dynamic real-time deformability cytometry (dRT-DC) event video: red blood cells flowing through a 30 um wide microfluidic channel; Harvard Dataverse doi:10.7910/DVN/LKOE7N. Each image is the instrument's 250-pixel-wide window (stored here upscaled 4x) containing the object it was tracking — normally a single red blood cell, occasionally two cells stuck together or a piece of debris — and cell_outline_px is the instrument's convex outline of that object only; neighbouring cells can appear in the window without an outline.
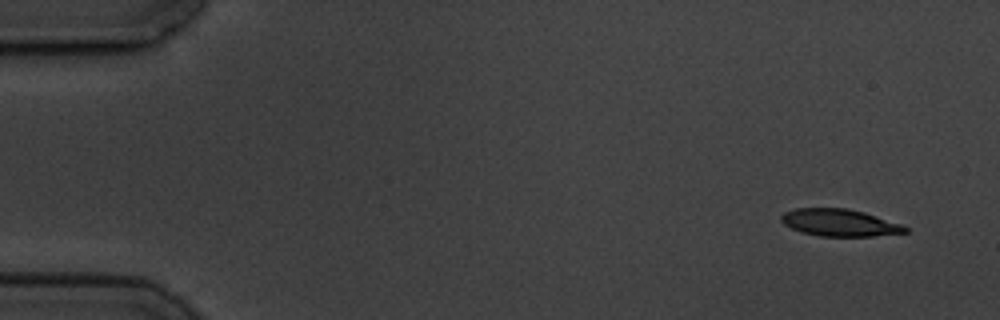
{"species": "common noctule bat (a hibernating species)", "species_latin": "Nyctalus noctula", "temperature_condition": "cold", "stored_images_in_passage": 4, "camera_frame_rate_fps": 3000, "um_per_image_px": 0.085, "animal": {"sex": "male", "body_mass_g": 19.5, "forearm_length_mm": 54.6}, "frame": {"image": 1, "passage_image": 1, "time_ms": 0.0, "image_size_px": [1000, 320], "cell_outline_px": [[908, 232], [872, 236], [820, 236], [804, 232], [792, 228], [784, 224], [780, 220], [780, 216], [784, 212], [796, 208], [848, 208], [864, 212], [900, 224], [908, 228]], "centroid_in_image_um": [71.34, 18.92], "position_along_channel_um": 13.7, "area_um2": 19.42}}
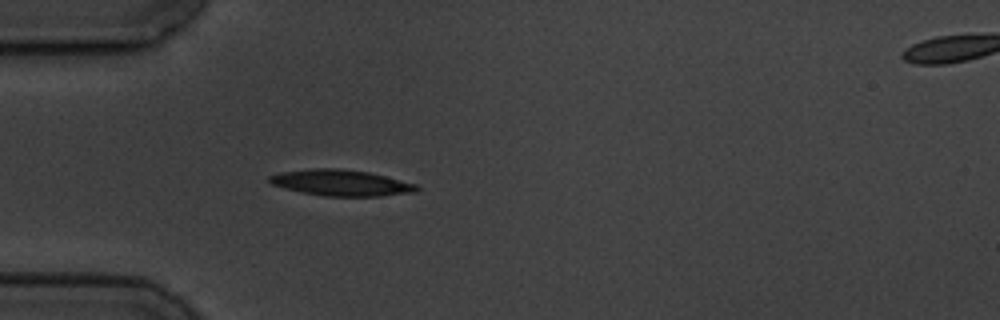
{"frame": {"image": 2, "passage_image": 4, "time_ms": 4.333, "image_size_px": [1000, 320], "cell_outline_px": [[420, 188], [416, 192], [380, 196], [324, 196], [284, 188], [272, 184], [268, 180], [268, 176], [280, 172], [316, 168], [340, 168], [368, 172], [416, 184]], "centroid_in_image_um": [28.99, 15.53], "position_along_channel_um": 56.0, "area_um2": 22.2}}